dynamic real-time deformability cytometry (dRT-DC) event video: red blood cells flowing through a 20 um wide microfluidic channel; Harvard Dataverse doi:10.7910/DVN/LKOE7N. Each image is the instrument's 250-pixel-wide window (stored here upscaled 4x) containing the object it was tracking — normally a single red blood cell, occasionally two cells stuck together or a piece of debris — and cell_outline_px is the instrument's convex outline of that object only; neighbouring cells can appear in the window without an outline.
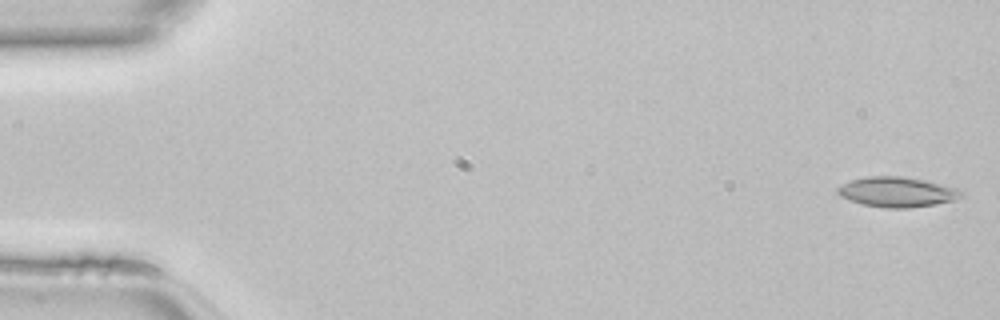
{"species": "common noctule bat (a hibernating species)", "species_latin": "Nyctalus noctula", "temperature_condition": "room temperature", "stored_images_in_passage": 46, "camera_frame_rate_fps": 3000, "um_per_image_px": 0.085, "animal": {"sex": "female", "body_mass_g": 22.7, "forearm_length_mm": 54.2}, "frame": {"image": 1, "passage_image": 1, "time_ms": 0.0, "image_size_px": [1000, 320], "cell_outline_px": [[964, 196], [952, 200], [936, 204], [908, 208], [884, 208], [864, 204], [848, 200], [840, 196], [836, 192], [836, 188], [840, 184], [852, 180], [868, 176], [904, 176], [924, 180], [960, 188], [964, 192]], "centroid_in_image_um": [76.26, 16.31], "position_along_channel_um": 8.7, "area_um2": 21.85}}
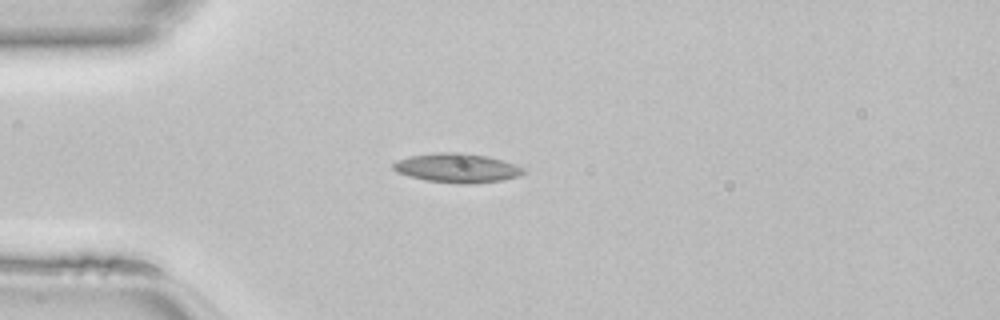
{"frame": {"image": 2, "passage_image": 12, "time_ms": 3.667, "image_size_px": [1000, 320], "cell_outline_px": [[524, 172], [520, 176], [500, 180], [472, 184], [456, 184], [424, 180], [408, 176], [396, 172], [392, 168], [392, 164], [396, 160], [408, 156], [440, 152], [464, 152], [488, 156], [516, 164], [524, 168]], "centroid_in_image_um": [38.82, 14.28], "position_along_channel_um": 46.2, "area_um2": 22.48}}
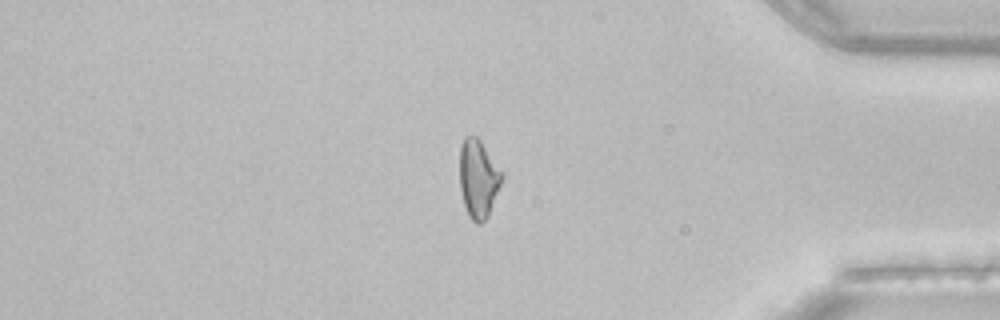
{"frame": {"image": 3, "passage_image": 39, "time_ms": 12.667, "image_size_px": [1000, 320], "cell_outline_px": [[504, 176], [488, 216], [480, 224], [476, 224], [468, 216], [464, 204], [460, 188], [460, 144], [464, 136], [476, 136], [480, 140], [504, 172]], "centroid_in_image_um": [40.66, 15.17], "position_along_channel_um": 394.5, "area_um2": 19.42}}